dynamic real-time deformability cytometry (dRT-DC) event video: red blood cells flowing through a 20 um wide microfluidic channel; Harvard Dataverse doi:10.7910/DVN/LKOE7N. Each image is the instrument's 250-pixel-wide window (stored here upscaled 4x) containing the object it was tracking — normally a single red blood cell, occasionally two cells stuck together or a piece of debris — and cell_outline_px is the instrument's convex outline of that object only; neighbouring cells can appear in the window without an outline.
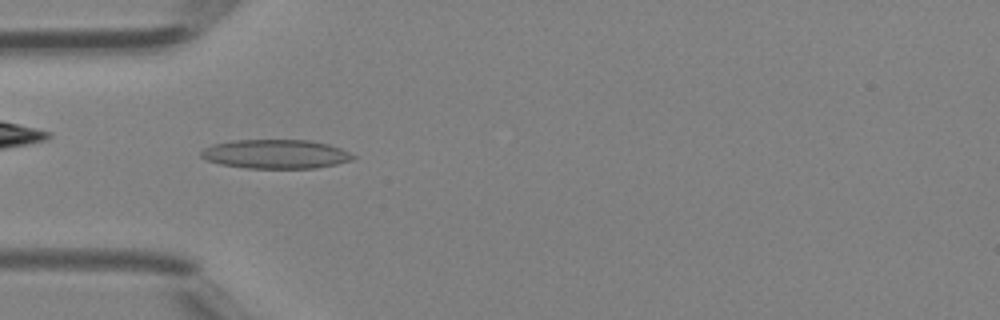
{"species": "Egyptian fruit bat (a non-hibernating species)", "species_latin": "Rousettus aegyptiacus", "temperature_condition": "room temperature", "stored_images_in_passage": 39, "camera_frame_rate_fps": 3000, "um_per_image_px": 0.085, "animal": {"sex": "female"}, "frame": {"image": 1, "passage_image": 12, "time_ms": 3.667, "image_size_px": [1000, 320], "cell_outline_px": [[356, 156], [352, 160], [336, 164], [316, 168], [244, 168], [220, 164], [208, 160], [200, 156], [200, 152], [204, 148], [216, 144], [232, 140], [308, 140], [328, 144], [340, 148]], "centroid_in_image_um": [23.43, 13.1], "position_along_channel_um": 61.6, "area_um2": 25.61}}
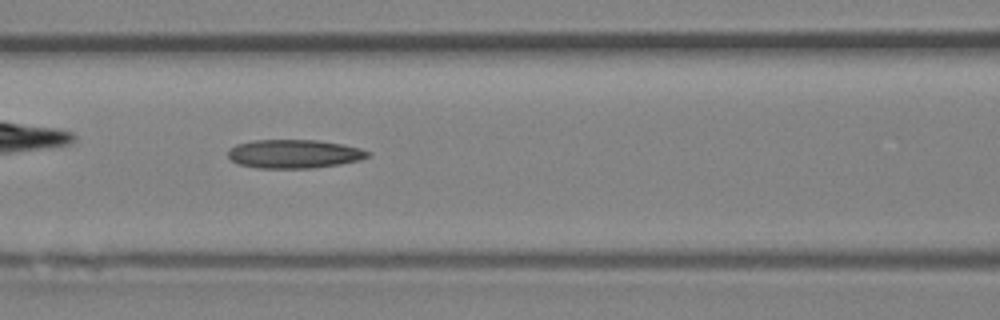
{"frame": {"image": 2, "passage_image": 17, "time_ms": 5.333, "image_size_px": [1000, 320], "cell_outline_px": [[372, 156], [360, 160], [340, 164], [316, 168], [256, 168], [240, 164], [232, 160], [228, 156], [228, 152], [236, 144], [256, 140], [316, 140], [340, 144], [360, 148], [372, 152]], "centroid_in_image_um": [25.05, 13.09], "position_along_channel_um": 141.5, "area_um2": 23.35}}